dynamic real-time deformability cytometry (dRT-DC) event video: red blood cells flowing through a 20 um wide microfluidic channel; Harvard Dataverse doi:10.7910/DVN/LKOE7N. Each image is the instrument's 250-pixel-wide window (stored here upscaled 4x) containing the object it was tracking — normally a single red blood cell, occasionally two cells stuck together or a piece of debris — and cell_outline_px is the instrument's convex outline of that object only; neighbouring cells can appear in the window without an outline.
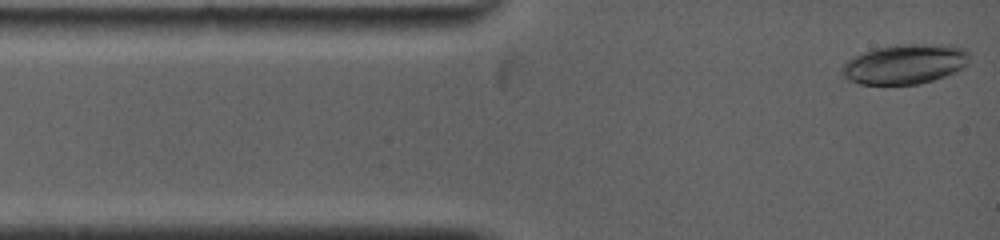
{"species": "common noctule bat (a hibernating species)", "species_latin": "Nyctalus noctula", "temperature_condition": "warm", "stored_images_in_passage": 29, "camera_frame_rate_fps": 5000, "um_per_image_px": 0.085, "animal": {"sex": "female", "body_mass_g": 19.0, "forearm_length_mm": 53.3}, "frame": {"image": 1, "passage_image": 1, "time_ms": 0.0, "image_size_px": [1000, 240], "cell_outline_px": [[968, 64], [944, 76], [920, 84], [860, 84], [848, 80], [844, 76], [844, 64], [852, 56], [876, 48], [896, 44], [948, 44], [964, 48], [968, 52]], "centroid_in_image_um": [76.93, 5.43], "position_along_channel_um": 8.1, "area_um2": 29.36}}
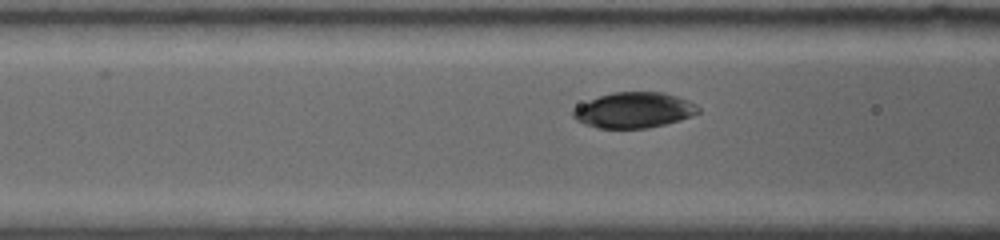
{"frame": {"image": 2, "passage_image": 14, "time_ms": 3.8, "image_size_px": [1000, 240], "cell_outline_px": [[700, 112], [692, 116], [680, 120], [648, 128], [596, 128], [584, 124], [576, 120], [572, 116], [572, 108], [580, 104], [600, 96], [612, 92], [664, 92], [688, 100], [696, 104], [700, 108]], "centroid_in_image_um": [53.88, 9.36], "position_along_channel_um": 112.7, "area_um2": 26.07}}
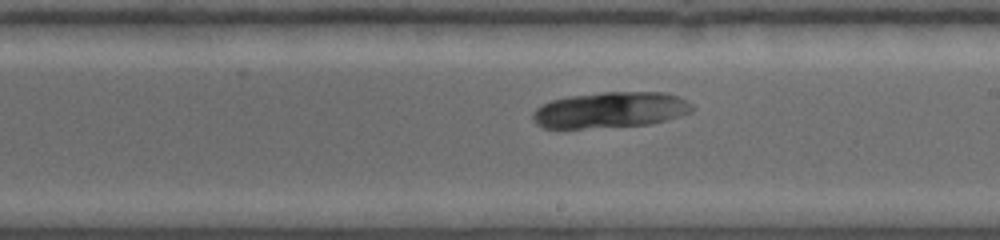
{"frame": {"image": 3, "passage_image": 25, "time_ms": 7.0, "image_size_px": [1000, 240], "cell_outline_px": [[696, 108], [692, 112], [680, 116], [652, 124], [580, 128], [544, 128], [536, 124], [532, 120], [532, 112], [536, 108], [552, 100], [568, 96], [604, 92], [664, 92], [688, 100]], "centroid_in_image_um": [51.9, 9.34], "position_along_channel_um": 237.1, "area_um2": 33.47}}